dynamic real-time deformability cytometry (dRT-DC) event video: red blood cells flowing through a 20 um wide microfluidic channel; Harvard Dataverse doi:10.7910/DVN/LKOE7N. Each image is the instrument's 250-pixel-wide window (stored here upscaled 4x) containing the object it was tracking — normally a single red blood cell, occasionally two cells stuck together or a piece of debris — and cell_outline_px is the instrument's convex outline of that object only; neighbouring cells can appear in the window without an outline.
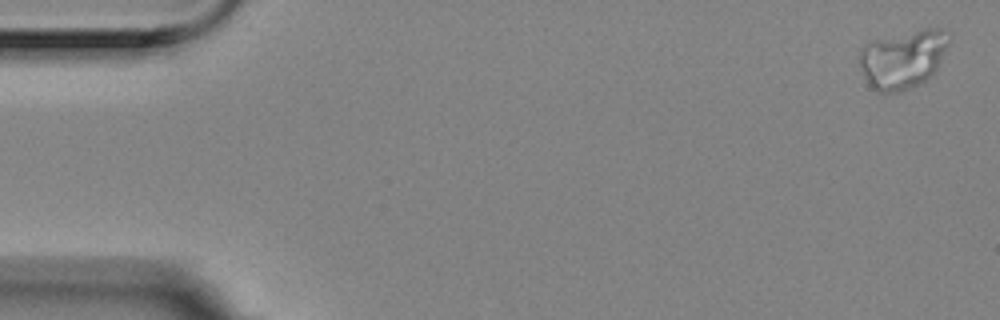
{"species": "Egyptian fruit bat (a non-hibernating species)", "species_latin": "Rousettus aegyptiacus", "temperature_condition": "room temperature", "stored_images_in_passage": 5, "camera_frame_rate_fps": 3000, "um_per_image_px": 0.085, "animal": {"sex": "female"}, "frame": {"image": 1, "passage_image": 5, "time_ms": 1.333, "image_size_px": [1000, 320], "cell_outline_px": [[952, 36], [936, 68], [924, 80], [900, 92], [876, 92], [868, 84], [864, 76], [860, 64], [860, 48], [868, 40], [924, 28], [940, 28]], "centroid_in_image_um": [76.71, 4.98], "position_along_channel_um": 8.3, "area_um2": 30.4}}